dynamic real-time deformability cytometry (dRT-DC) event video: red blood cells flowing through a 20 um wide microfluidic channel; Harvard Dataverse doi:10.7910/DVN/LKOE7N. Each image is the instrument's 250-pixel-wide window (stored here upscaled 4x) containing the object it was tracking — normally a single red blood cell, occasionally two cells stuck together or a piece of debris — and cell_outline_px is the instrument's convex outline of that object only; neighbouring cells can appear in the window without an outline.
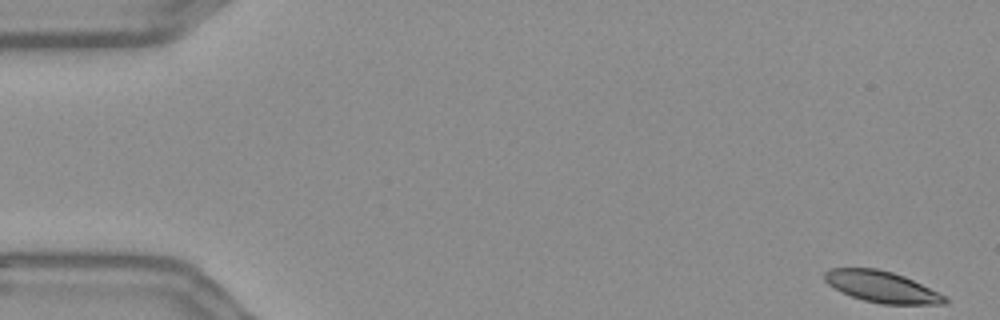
{"species": "Egyptian fruit bat (a non-hibernating species)", "species_latin": "Rousettus aegyptiacus", "temperature_condition": "warm", "stored_images_in_passage": 55, "camera_frame_rate_fps": 3000, "um_per_image_px": 0.085, "frame": {"image": 1, "passage_image": 1, "time_ms": 0.0, "image_size_px": [1000, 320], "cell_outline_px": [[948, 300], [944, 304], [880, 304], [864, 300], [852, 296], [828, 284], [824, 280], [824, 272], [828, 268], [876, 268], [892, 272], [904, 276], [944, 296]], "centroid_in_image_um": [74.9, 24.37], "position_along_channel_um": 10.1, "area_um2": 21.5}}
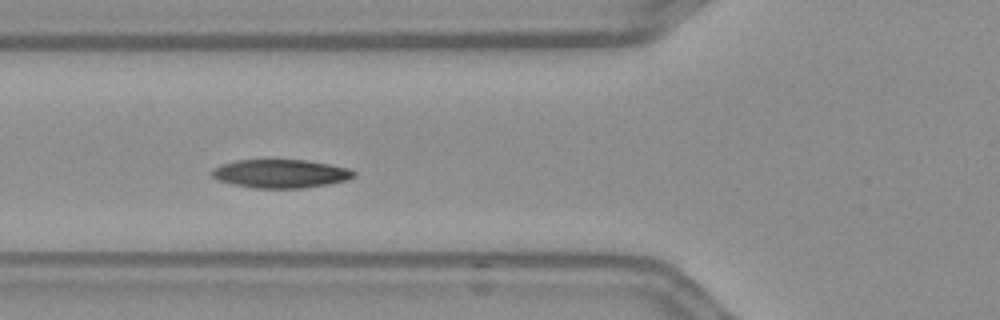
{"frame": {"image": 2, "passage_image": 20, "time_ms": 6.333, "image_size_px": [1000, 320], "cell_outline_px": [[356, 176], [348, 180], [328, 184], [304, 188], [256, 188], [232, 184], [216, 180], [212, 176], [212, 168], [220, 164], [236, 160], [304, 160], [328, 164], [348, 168], [356, 172]], "centroid_in_image_um": [23.84, 14.76], "position_along_channel_um": 102.0, "area_um2": 23.64}}
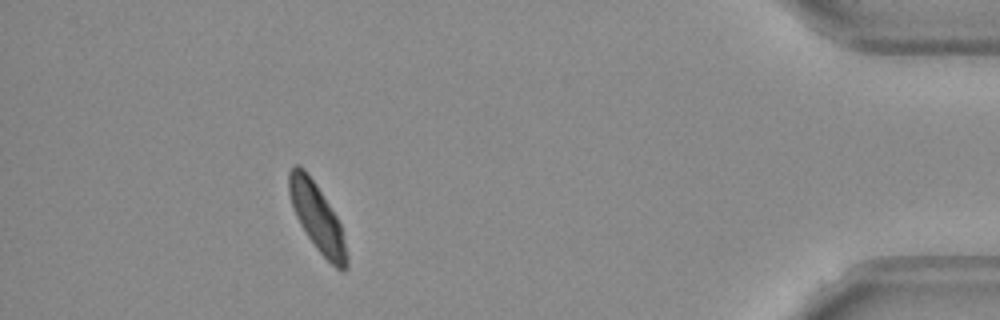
{"frame": {"image": 3, "passage_image": 50, "time_ms": 16.333, "image_size_px": [1000, 320], "cell_outline_px": [[348, 268], [344, 272], [340, 272], [316, 248], [300, 224], [296, 216], [288, 192], [288, 172], [296, 164], [304, 168], [316, 184], [336, 216], [340, 224], [348, 256]], "centroid_in_image_um": [26.96, 18.5], "position_along_channel_um": 408.2, "area_um2": 22.48}, "authors_computed_cell_mechanics": {"area_um2": 23.4668, "velocity_mm_per_s": 3.6195, "shape_relaxation_time_tau1_ms": 2.7223, "shape_relaxation_time_tau2_ms": 2.7135, "deformation_change_tau1": 0.1117, "deformation_change_tau2": 0.0702}}